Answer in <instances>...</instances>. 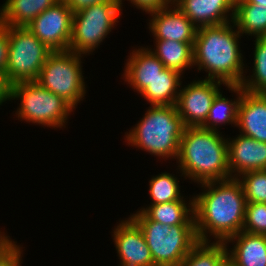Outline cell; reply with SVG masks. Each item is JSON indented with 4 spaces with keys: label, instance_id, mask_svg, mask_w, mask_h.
I'll list each match as a JSON object with an SVG mask.
<instances>
[{
    "label": "cell",
    "instance_id": "1",
    "mask_svg": "<svg viewBox=\"0 0 266 266\" xmlns=\"http://www.w3.org/2000/svg\"><path fill=\"white\" fill-rule=\"evenodd\" d=\"M206 189L194 199V220L200 242H208V233L216 242H225L242 231L246 198L239 178L201 183ZM208 230V231H207Z\"/></svg>",
    "mask_w": 266,
    "mask_h": 266
},
{
    "label": "cell",
    "instance_id": "2",
    "mask_svg": "<svg viewBox=\"0 0 266 266\" xmlns=\"http://www.w3.org/2000/svg\"><path fill=\"white\" fill-rule=\"evenodd\" d=\"M233 25V26H232ZM230 22L197 29L193 45V65L206 69L208 77L227 85H240L244 63L239 48L241 34Z\"/></svg>",
    "mask_w": 266,
    "mask_h": 266
},
{
    "label": "cell",
    "instance_id": "3",
    "mask_svg": "<svg viewBox=\"0 0 266 266\" xmlns=\"http://www.w3.org/2000/svg\"><path fill=\"white\" fill-rule=\"evenodd\" d=\"M227 141L217 131L185 127L177 156L182 175L198 184L232 178Z\"/></svg>",
    "mask_w": 266,
    "mask_h": 266
},
{
    "label": "cell",
    "instance_id": "4",
    "mask_svg": "<svg viewBox=\"0 0 266 266\" xmlns=\"http://www.w3.org/2000/svg\"><path fill=\"white\" fill-rule=\"evenodd\" d=\"M184 129L175 105H152L126 138L152 155L177 158Z\"/></svg>",
    "mask_w": 266,
    "mask_h": 266
},
{
    "label": "cell",
    "instance_id": "5",
    "mask_svg": "<svg viewBox=\"0 0 266 266\" xmlns=\"http://www.w3.org/2000/svg\"><path fill=\"white\" fill-rule=\"evenodd\" d=\"M130 218L142 230L155 266H179L200 242L195 225H162L150 220L142 211Z\"/></svg>",
    "mask_w": 266,
    "mask_h": 266
},
{
    "label": "cell",
    "instance_id": "6",
    "mask_svg": "<svg viewBox=\"0 0 266 266\" xmlns=\"http://www.w3.org/2000/svg\"><path fill=\"white\" fill-rule=\"evenodd\" d=\"M19 98L16 111L18 118L25 121L62 128L73 108L60 96L42 87L36 81L12 84V100Z\"/></svg>",
    "mask_w": 266,
    "mask_h": 266
},
{
    "label": "cell",
    "instance_id": "7",
    "mask_svg": "<svg viewBox=\"0 0 266 266\" xmlns=\"http://www.w3.org/2000/svg\"><path fill=\"white\" fill-rule=\"evenodd\" d=\"M81 54L73 51L52 52L36 82L60 96L73 109L85 95V83L81 68Z\"/></svg>",
    "mask_w": 266,
    "mask_h": 266
},
{
    "label": "cell",
    "instance_id": "8",
    "mask_svg": "<svg viewBox=\"0 0 266 266\" xmlns=\"http://www.w3.org/2000/svg\"><path fill=\"white\" fill-rule=\"evenodd\" d=\"M120 12L117 0L103 1L74 12L68 50L79 54L93 52L118 22Z\"/></svg>",
    "mask_w": 266,
    "mask_h": 266
},
{
    "label": "cell",
    "instance_id": "9",
    "mask_svg": "<svg viewBox=\"0 0 266 266\" xmlns=\"http://www.w3.org/2000/svg\"><path fill=\"white\" fill-rule=\"evenodd\" d=\"M9 56L6 76L12 84L36 81L53 52L27 26H8Z\"/></svg>",
    "mask_w": 266,
    "mask_h": 266
},
{
    "label": "cell",
    "instance_id": "10",
    "mask_svg": "<svg viewBox=\"0 0 266 266\" xmlns=\"http://www.w3.org/2000/svg\"><path fill=\"white\" fill-rule=\"evenodd\" d=\"M73 13L66 2L60 0L36 16L27 27L53 52L66 51L70 45Z\"/></svg>",
    "mask_w": 266,
    "mask_h": 266
},
{
    "label": "cell",
    "instance_id": "11",
    "mask_svg": "<svg viewBox=\"0 0 266 266\" xmlns=\"http://www.w3.org/2000/svg\"><path fill=\"white\" fill-rule=\"evenodd\" d=\"M221 84L224 83L204 79L194 81L184 89L178 90L175 107L185 127H200L205 123Z\"/></svg>",
    "mask_w": 266,
    "mask_h": 266
},
{
    "label": "cell",
    "instance_id": "12",
    "mask_svg": "<svg viewBox=\"0 0 266 266\" xmlns=\"http://www.w3.org/2000/svg\"><path fill=\"white\" fill-rule=\"evenodd\" d=\"M113 233L120 266H155L144 234L131 218L121 221Z\"/></svg>",
    "mask_w": 266,
    "mask_h": 266
},
{
    "label": "cell",
    "instance_id": "13",
    "mask_svg": "<svg viewBox=\"0 0 266 266\" xmlns=\"http://www.w3.org/2000/svg\"><path fill=\"white\" fill-rule=\"evenodd\" d=\"M172 5H174L173 10L168 6L150 12L152 18L149 22V30L151 29L155 40L194 42L198 28L175 4Z\"/></svg>",
    "mask_w": 266,
    "mask_h": 266
},
{
    "label": "cell",
    "instance_id": "14",
    "mask_svg": "<svg viewBox=\"0 0 266 266\" xmlns=\"http://www.w3.org/2000/svg\"><path fill=\"white\" fill-rule=\"evenodd\" d=\"M227 143L228 166L232 178H238L249 171L266 170V142L240 134ZM236 172V176L232 175Z\"/></svg>",
    "mask_w": 266,
    "mask_h": 266
},
{
    "label": "cell",
    "instance_id": "15",
    "mask_svg": "<svg viewBox=\"0 0 266 266\" xmlns=\"http://www.w3.org/2000/svg\"><path fill=\"white\" fill-rule=\"evenodd\" d=\"M173 4L197 28L222 25L233 21L235 0H173ZM230 11L232 12L231 21L227 15Z\"/></svg>",
    "mask_w": 266,
    "mask_h": 266
},
{
    "label": "cell",
    "instance_id": "16",
    "mask_svg": "<svg viewBox=\"0 0 266 266\" xmlns=\"http://www.w3.org/2000/svg\"><path fill=\"white\" fill-rule=\"evenodd\" d=\"M237 126L244 136L266 142V93H242L238 105Z\"/></svg>",
    "mask_w": 266,
    "mask_h": 266
},
{
    "label": "cell",
    "instance_id": "17",
    "mask_svg": "<svg viewBox=\"0 0 266 266\" xmlns=\"http://www.w3.org/2000/svg\"><path fill=\"white\" fill-rule=\"evenodd\" d=\"M128 60L123 76L138 93L145 90L165 69L164 64L148 47L134 50Z\"/></svg>",
    "mask_w": 266,
    "mask_h": 266
},
{
    "label": "cell",
    "instance_id": "18",
    "mask_svg": "<svg viewBox=\"0 0 266 266\" xmlns=\"http://www.w3.org/2000/svg\"><path fill=\"white\" fill-rule=\"evenodd\" d=\"M231 241L236 244L231 251L228 250L227 260L233 266H266V235L241 231L224 243Z\"/></svg>",
    "mask_w": 266,
    "mask_h": 266
},
{
    "label": "cell",
    "instance_id": "19",
    "mask_svg": "<svg viewBox=\"0 0 266 266\" xmlns=\"http://www.w3.org/2000/svg\"><path fill=\"white\" fill-rule=\"evenodd\" d=\"M60 0H6L0 9V23L28 26L32 20Z\"/></svg>",
    "mask_w": 266,
    "mask_h": 266
},
{
    "label": "cell",
    "instance_id": "20",
    "mask_svg": "<svg viewBox=\"0 0 266 266\" xmlns=\"http://www.w3.org/2000/svg\"><path fill=\"white\" fill-rule=\"evenodd\" d=\"M184 201L182 196L180 200L150 205L146 209L142 208L141 211L150 220L162 225H195L194 199L190 201L189 206H186Z\"/></svg>",
    "mask_w": 266,
    "mask_h": 266
},
{
    "label": "cell",
    "instance_id": "21",
    "mask_svg": "<svg viewBox=\"0 0 266 266\" xmlns=\"http://www.w3.org/2000/svg\"><path fill=\"white\" fill-rule=\"evenodd\" d=\"M181 75L175 70L165 68L140 94L150 102V106L175 105L179 94L177 90L181 85Z\"/></svg>",
    "mask_w": 266,
    "mask_h": 266
},
{
    "label": "cell",
    "instance_id": "22",
    "mask_svg": "<svg viewBox=\"0 0 266 266\" xmlns=\"http://www.w3.org/2000/svg\"><path fill=\"white\" fill-rule=\"evenodd\" d=\"M156 50L151 51L165 68L175 70L180 74L193 65L194 42H179L173 40H156Z\"/></svg>",
    "mask_w": 266,
    "mask_h": 266
},
{
    "label": "cell",
    "instance_id": "23",
    "mask_svg": "<svg viewBox=\"0 0 266 266\" xmlns=\"http://www.w3.org/2000/svg\"><path fill=\"white\" fill-rule=\"evenodd\" d=\"M232 23L240 34L266 36V7L248 2H235Z\"/></svg>",
    "mask_w": 266,
    "mask_h": 266
},
{
    "label": "cell",
    "instance_id": "24",
    "mask_svg": "<svg viewBox=\"0 0 266 266\" xmlns=\"http://www.w3.org/2000/svg\"><path fill=\"white\" fill-rule=\"evenodd\" d=\"M227 87L238 94L237 100H228L219 91L213 99L208 117L201 126L202 128L218 132L216 127L219 124L231 123L237 126L238 105L244 90L241 85H227Z\"/></svg>",
    "mask_w": 266,
    "mask_h": 266
},
{
    "label": "cell",
    "instance_id": "25",
    "mask_svg": "<svg viewBox=\"0 0 266 266\" xmlns=\"http://www.w3.org/2000/svg\"><path fill=\"white\" fill-rule=\"evenodd\" d=\"M227 245L224 242H199L179 266H223L227 261Z\"/></svg>",
    "mask_w": 266,
    "mask_h": 266
},
{
    "label": "cell",
    "instance_id": "26",
    "mask_svg": "<svg viewBox=\"0 0 266 266\" xmlns=\"http://www.w3.org/2000/svg\"><path fill=\"white\" fill-rule=\"evenodd\" d=\"M253 63V75L244 77L240 85L248 92L266 93V36L256 37Z\"/></svg>",
    "mask_w": 266,
    "mask_h": 266
},
{
    "label": "cell",
    "instance_id": "27",
    "mask_svg": "<svg viewBox=\"0 0 266 266\" xmlns=\"http://www.w3.org/2000/svg\"><path fill=\"white\" fill-rule=\"evenodd\" d=\"M177 178L170 173H162L150 180L151 205L180 200V187Z\"/></svg>",
    "mask_w": 266,
    "mask_h": 266
},
{
    "label": "cell",
    "instance_id": "28",
    "mask_svg": "<svg viewBox=\"0 0 266 266\" xmlns=\"http://www.w3.org/2000/svg\"><path fill=\"white\" fill-rule=\"evenodd\" d=\"M247 203H266V170L249 171L241 174ZM242 178V180H241Z\"/></svg>",
    "mask_w": 266,
    "mask_h": 266
},
{
    "label": "cell",
    "instance_id": "29",
    "mask_svg": "<svg viewBox=\"0 0 266 266\" xmlns=\"http://www.w3.org/2000/svg\"><path fill=\"white\" fill-rule=\"evenodd\" d=\"M242 231L266 235V203H246L245 222Z\"/></svg>",
    "mask_w": 266,
    "mask_h": 266
},
{
    "label": "cell",
    "instance_id": "30",
    "mask_svg": "<svg viewBox=\"0 0 266 266\" xmlns=\"http://www.w3.org/2000/svg\"><path fill=\"white\" fill-rule=\"evenodd\" d=\"M21 247L12 240L0 250V266H21Z\"/></svg>",
    "mask_w": 266,
    "mask_h": 266
},
{
    "label": "cell",
    "instance_id": "31",
    "mask_svg": "<svg viewBox=\"0 0 266 266\" xmlns=\"http://www.w3.org/2000/svg\"><path fill=\"white\" fill-rule=\"evenodd\" d=\"M122 7V0H117ZM132 4L136 5L138 9H141L147 13L157 11L168 7V4H173V0H129Z\"/></svg>",
    "mask_w": 266,
    "mask_h": 266
},
{
    "label": "cell",
    "instance_id": "32",
    "mask_svg": "<svg viewBox=\"0 0 266 266\" xmlns=\"http://www.w3.org/2000/svg\"><path fill=\"white\" fill-rule=\"evenodd\" d=\"M9 56L8 26L0 23V72L6 73Z\"/></svg>",
    "mask_w": 266,
    "mask_h": 266
},
{
    "label": "cell",
    "instance_id": "33",
    "mask_svg": "<svg viewBox=\"0 0 266 266\" xmlns=\"http://www.w3.org/2000/svg\"><path fill=\"white\" fill-rule=\"evenodd\" d=\"M12 99V83L5 73L0 72V105Z\"/></svg>",
    "mask_w": 266,
    "mask_h": 266
},
{
    "label": "cell",
    "instance_id": "34",
    "mask_svg": "<svg viewBox=\"0 0 266 266\" xmlns=\"http://www.w3.org/2000/svg\"><path fill=\"white\" fill-rule=\"evenodd\" d=\"M64 1L74 12H76L80 9L88 7L89 5H93L108 0H64Z\"/></svg>",
    "mask_w": 266,
    "mask_h": 266
},
{
    "label": "cell",
    "instance_id": "35",
    "mask_svg": "<svg viewBox=\"0 0 266 266\" xmlns=\"http://www.w3.org/2000/svg\"><path fill=\"white\" fill-rule=\"evenodd\" d=\"M235 2H248V3L256 4L258 6L266 7V0H235Z\"/></svg>",
    "mask_w": 266,
    "mask_h": 266
},
{
    "label": "cell",
    "instance_id": "36",
    "mask_svg": "<svg viewBox=\"0 0 266 266\" xmlns=\"http://www.w3.org/2000/svg\"><path fill=\"white\" fill-rule=\"evenodd\" d=\"M8 237L9 236H5V235H3V233L1 234V232H0V250L3 247H5L11 241V239L9 240Z\"/></svg>",
    "mask_w": 266,
    "mask_h": 266
},
{
    "label": "cell",
    "instance_id": "37",
    "mask_svg": "<svg viewBox=\"0 0 266 266\" xmlns=\"http://www.w3.org/2000/svg\"><path fill=\"white\" fill-rule=\"evenodd\" d=\"M223 266H233L228 260L223 264Z\"/></svg>",
    "mask_w": 266,
    "mask_h": 266
}]
</instances>
